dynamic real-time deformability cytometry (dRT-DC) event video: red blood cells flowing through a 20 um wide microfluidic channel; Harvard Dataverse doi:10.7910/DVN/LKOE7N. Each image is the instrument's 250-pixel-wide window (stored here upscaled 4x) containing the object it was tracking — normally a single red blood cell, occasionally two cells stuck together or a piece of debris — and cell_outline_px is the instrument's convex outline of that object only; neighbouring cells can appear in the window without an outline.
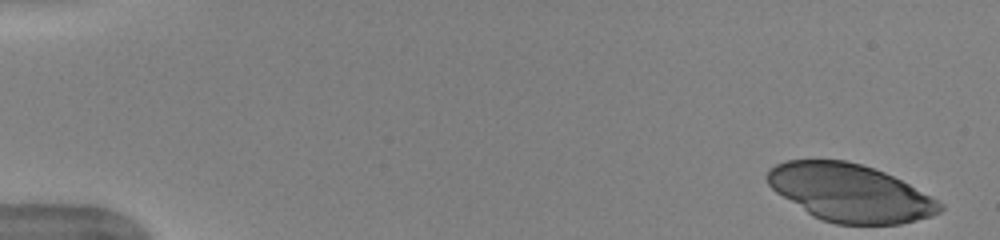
{"species": "human", "species_latin": "Homo sapiens", "temperature_condition": "warm", "stored_images_in_passage": 46, "camera_frame_rate_fps": 3000, "um_per_image_px": 0.085, "donor": {"sex": "female"}, "frame": {"image": 1, "passage_image": 1, "time_ms": 0.0, "image_size_px": [1000, 240], "cell_outline_px": [[944, 208], [940, 212], [932, 216], [900, 224], [836, 224], [820, 220], [812, 216], [776, 192], [768, 184], [768, 168], [776, 164], [788, 160], [844, 160], [860, 164], [884, 172], [908, 184], [944, 204]], "centroid_in_image_um": [72.24, 16.4], "position_along_channel_um": 12.8, "area_um2": 57.51}}